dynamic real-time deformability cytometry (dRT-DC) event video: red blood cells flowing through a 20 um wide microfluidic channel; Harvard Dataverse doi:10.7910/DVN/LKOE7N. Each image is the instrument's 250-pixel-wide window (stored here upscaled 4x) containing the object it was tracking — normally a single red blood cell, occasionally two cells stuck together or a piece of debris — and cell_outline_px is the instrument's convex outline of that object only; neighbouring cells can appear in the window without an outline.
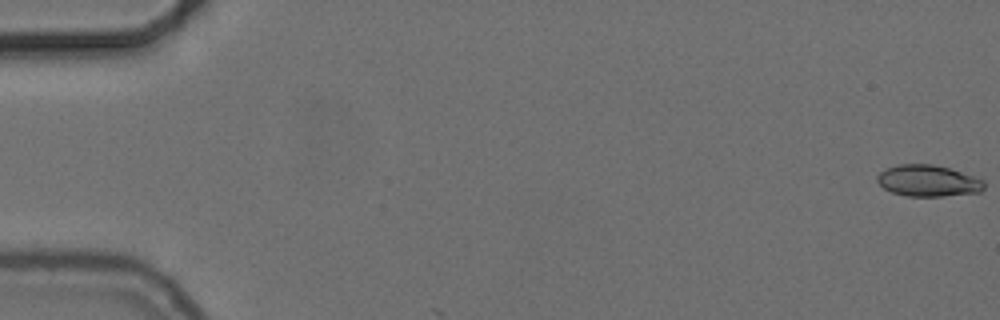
{"species": "common noctule bat (a hibernating species)", "species_latin": "Nyctalus noctula", "temperature_condition": "cold", "stored_images_in_passage": 4, "camera_frame_rate_fps": 3000, "um_per_image_px": 0.085, "animal": {"sex": "female", "body_mass_g": 24.6, "forearm_length_mm": 56.2}, "frame": {"image": 1, "passage_image": 1, "time_ms": 0.0, "image_size_px": [1000, 320], "cell_outline_px": [[984, 188], [980, 192], [944, 196], [908, 196], [892, 192], [884, 188], [876, 180], [876, 176], [880, 172], [888, 168], [900, 164], [932, 164], [948, 168], [984, 180]], "centroid_in_image_um": [78.88, 15.37], "position_along_channel_um": 6.1, "area_um2": 19.36}}